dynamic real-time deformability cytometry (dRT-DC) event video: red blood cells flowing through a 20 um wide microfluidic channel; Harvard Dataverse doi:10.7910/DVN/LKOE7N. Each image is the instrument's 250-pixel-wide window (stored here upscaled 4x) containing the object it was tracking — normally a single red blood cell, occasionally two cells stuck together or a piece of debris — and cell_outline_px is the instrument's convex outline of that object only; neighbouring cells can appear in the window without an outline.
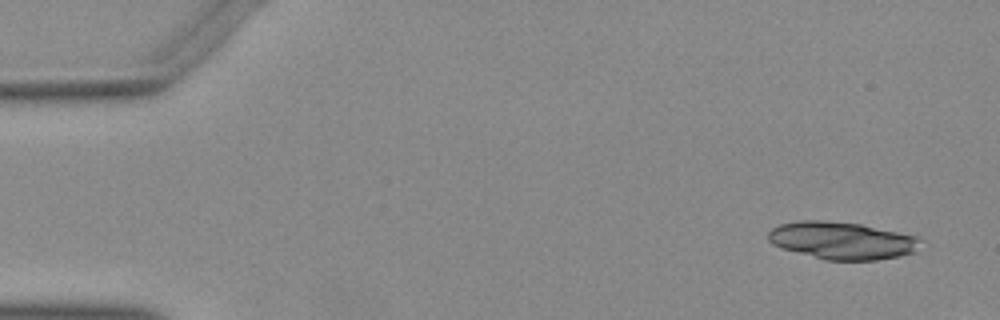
{"species": "Egyptian fruit bat (a non-hibernating species)", "species_latin": "Rousettus aegyptiacus", "temperature_condition": "warm", "stored_images_in_passage": 12, "camera_frame_rate_fps": 3000, "um_per_image_px": 0.085, "animal": {"sex": "female"}, "frame": {"image": 1, "passage_image": 1, "time_ms": 0.0, "image_size_px": [1000, 320], "cell_outline_px": [[920, 240], [916, 252], [900, 256], [876, 260], [828, 260], [780, 248], [772, 244], [768, 240], [768, 232], [772, 228], [780, 224], [800, 220], [820, 220], [860, 224], [920, 236]], "centroid_in_image_um": [71.58, 20.44], "position_along_channel_um": 13.4, "area_um2": 33.23}}